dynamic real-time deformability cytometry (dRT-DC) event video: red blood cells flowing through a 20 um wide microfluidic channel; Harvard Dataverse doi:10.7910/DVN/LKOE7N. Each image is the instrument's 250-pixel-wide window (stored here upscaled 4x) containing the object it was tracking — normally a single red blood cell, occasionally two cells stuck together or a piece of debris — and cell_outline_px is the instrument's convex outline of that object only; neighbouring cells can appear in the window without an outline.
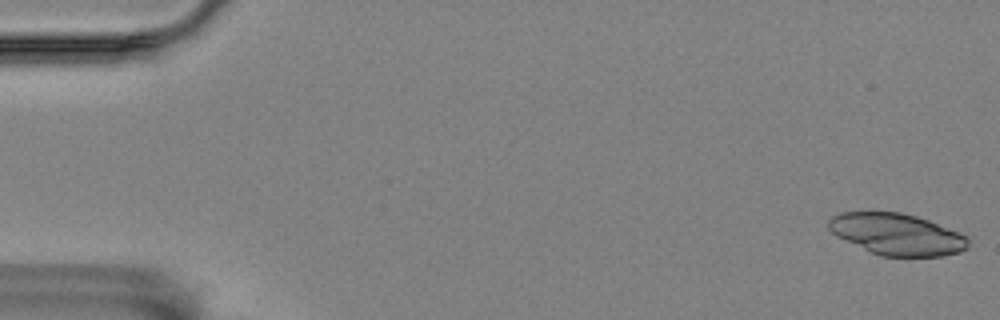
{"species": "Egyptian fruit bat (a non-hibernating species)", "species_latin": "Rousettus aegyptiacus", "temperature_condition": "room temperature", "stored_images_in_passage": 56, "camera_frame_rate_fps": 3000, "um_per_image_px": 0.085, "animal": {"sex": "female"}, "frame": {"image": 1, "passage_image": 1, "time_ms": 0.0, "image_size_px": [1000, 320], "cell_outline_px": [[968, 248], [960, 252], [940, 256], [880, 256], [836, 236], [828, 228], [828, 220], [832, 216], [840, 212], [900, 212], [916, 216], [928, 220], [960, 232], [968, 236]], "centroid_in_image_um": [76.25, 19.91], "position_along_channel_um": 8.8, "area_um2": 33.76}}
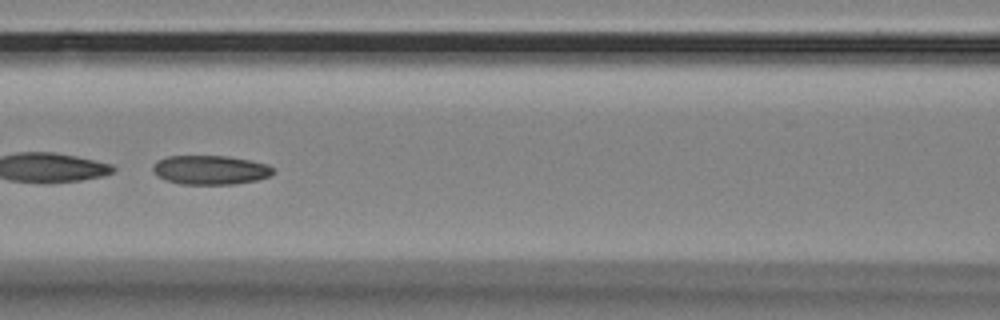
{"frame": {"image": 2, "passage_image": 25, "time_ms": 8.0, "image_size_px": [1000, 320], "cell_outline_px": [[272, 172], [268, 176], [256, 180], [232, 184], [180, 184], [164, 180], [156, 176], [152, 172], [152, 164], [156, 160], [168, 156], [228, 156], [268, 164], [272, 168]], "centroid_in_image_um": [17.78, 14.44], "position_along_channel_um": 148.8, "area_um2": 20.46}}
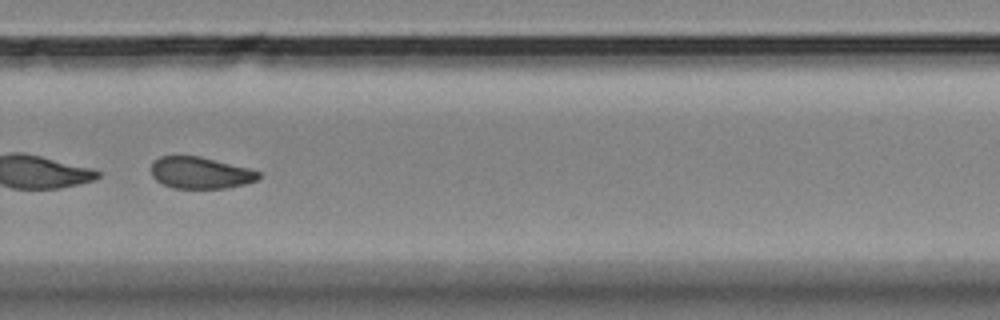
{"frame": {"image": 3, "passage_image": 39, "time_ms": 12.667, "image_size_px": [1000, 320], "cell_outline_px": [[260, 180], [244, 184], [224, 188], [172, 188], [156, 180], [152, 176], [152, 160], [160, 156], [200, 156], [248, 168], [260, 172]], "centroid_in_image_um": [17.03, 14.68], "position_along_channel_um": 312.8, "area_um2": 19.83}}